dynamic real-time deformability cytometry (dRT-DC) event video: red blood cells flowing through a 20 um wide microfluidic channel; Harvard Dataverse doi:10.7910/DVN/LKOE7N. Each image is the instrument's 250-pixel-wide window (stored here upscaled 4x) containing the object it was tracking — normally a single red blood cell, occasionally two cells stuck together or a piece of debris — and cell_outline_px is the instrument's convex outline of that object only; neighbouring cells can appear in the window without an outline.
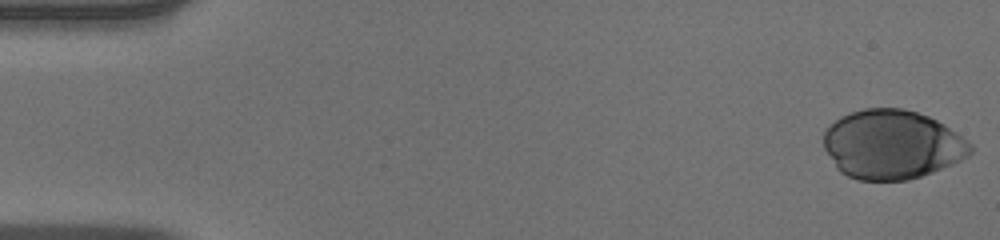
{"species": "human", "species_latin": "Homo sapiens", "temperature_condition": "warm", "stored_images_in_passage": 51, "camera_frame_rate_fps": 3000, "um_per_image_px": 0.085, "donor": {"sex": "male"}, "frame": {"image": 1, "passage_image": 1, "time_ms": 0.0, "image_size_px": [1000, 240], "cell_outline_px": [[972, 152], [968, 156], [952, 164], [932, 172], [908, 180], [856, 180], [840, 172], [836, 168], [824, 148], [824, 132], [840, 116], [864, 108], [900, 108], [916, 112], [928, 116], [944, 124], [972, 144]], "centroid_in_image_um": [75.81, 12.29], "position_along_channel_um": 9.2, "area_um2": 58.9}}
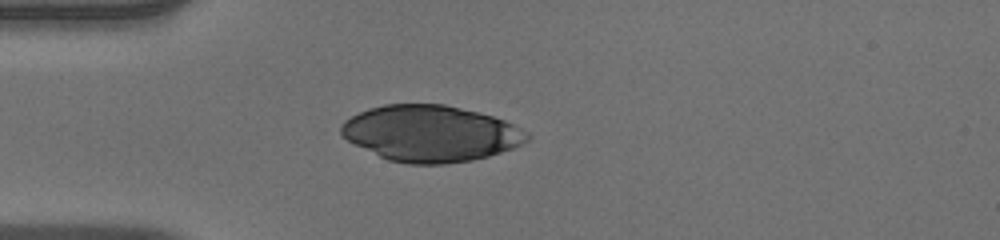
{"frame": {"image": 2, "passage_image": 14, "time_ms": 4.333, "image_size_px": [1000, 240], "cell_outline_px": [[532, 136], [528, 140], [512, 148], [488, 156], [472, 160], [444, 164], [408, 164], [388, 160], [348, 140], [340, 132], [340, 128], [344, 120], [368, 108], [384, 104], [444, 104], [492, 116], [504, 120], [528, 132]], "centroid_in_image_um": [36.6, 11.34], "position_along_channel_um": 48.4, "area_um2": 60.52}}